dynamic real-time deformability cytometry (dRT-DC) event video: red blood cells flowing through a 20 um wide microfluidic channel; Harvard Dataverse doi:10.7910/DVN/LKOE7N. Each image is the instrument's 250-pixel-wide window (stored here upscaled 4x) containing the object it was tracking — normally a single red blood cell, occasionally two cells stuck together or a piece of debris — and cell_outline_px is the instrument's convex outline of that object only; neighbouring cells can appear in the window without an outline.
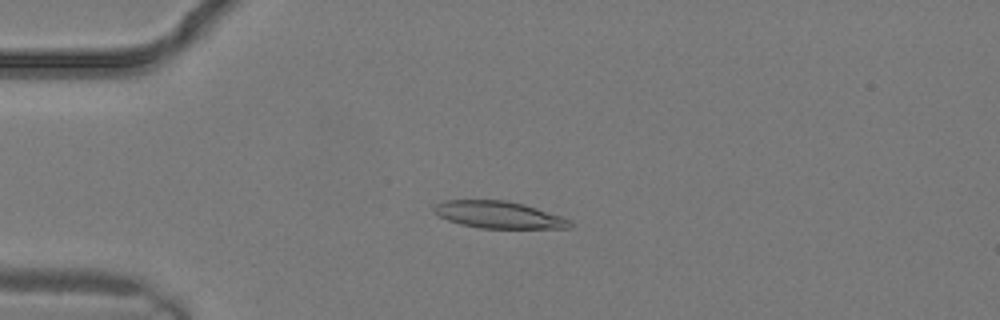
{"species": "common noctule bat (a hibernating species)", "species_latin": "Nyctalus noctula", "temperature_condition": "warm", "stored_images_in_passage": 1, "camera_frame_rate_fps": 3000, "um_per_image_px": 0.085, "animal": {"sex": "male", "body_mass_g": 19.2, "forearm_length_mm": 51.8}, "frame": {"image": 1, "passage_image": 1, "time_ms": 0.0, "image_size_px": [1000, 320], "cell_outline_px": [[572, 228], [480, 228], [460, 224], [448, 220], [432, 212], [432, 208], [436, 204], [444, 200], [504, 200], [524, 204], [560, 216], [568, 220], [572, 224]], "centroid_in_image_um": [42.33, 18.25], "position_along_channel_um": 42.7, "area_um2": 21.27}}